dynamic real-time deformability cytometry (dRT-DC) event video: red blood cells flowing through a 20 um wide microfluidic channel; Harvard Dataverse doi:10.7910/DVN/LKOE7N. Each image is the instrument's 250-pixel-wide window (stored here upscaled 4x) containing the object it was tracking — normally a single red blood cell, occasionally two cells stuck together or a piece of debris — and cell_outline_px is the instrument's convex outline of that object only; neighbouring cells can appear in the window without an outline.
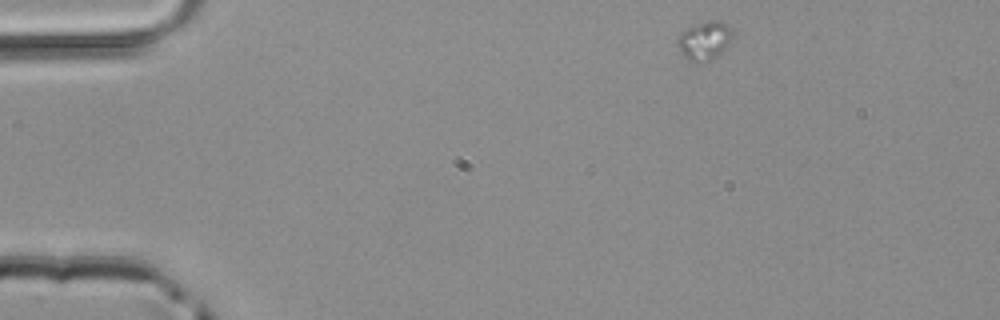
{"species": "common noctule bat (a hibernating species)", "species_latin": "Nyctalus noctula", "temperature_condition": "room temperature", "stored_images_in_passage": 11, "camera_frame_rate_fps": 3000, "um_per_image_px": 0.085, "animal": {"sex": "male", "body_mass_g": 20.4}, "frame": {"image": 1, "passage_image": 1, "time_ms": 0.0, "image_size_px": [1000, 320], "cell_outline_px": [[732, 36], [728, 44], [720, 52], [708, 60], [688, 60], [680, 52], [676, 44], [676, 40], [680, 32], [692, 24], [712, 20], [716, 20], [728, 24], [732, 28]], "centroid_in_image_um": [59.84, 3.38], "position_along_channel_um": 25.2, "area_um2": 12.2}}